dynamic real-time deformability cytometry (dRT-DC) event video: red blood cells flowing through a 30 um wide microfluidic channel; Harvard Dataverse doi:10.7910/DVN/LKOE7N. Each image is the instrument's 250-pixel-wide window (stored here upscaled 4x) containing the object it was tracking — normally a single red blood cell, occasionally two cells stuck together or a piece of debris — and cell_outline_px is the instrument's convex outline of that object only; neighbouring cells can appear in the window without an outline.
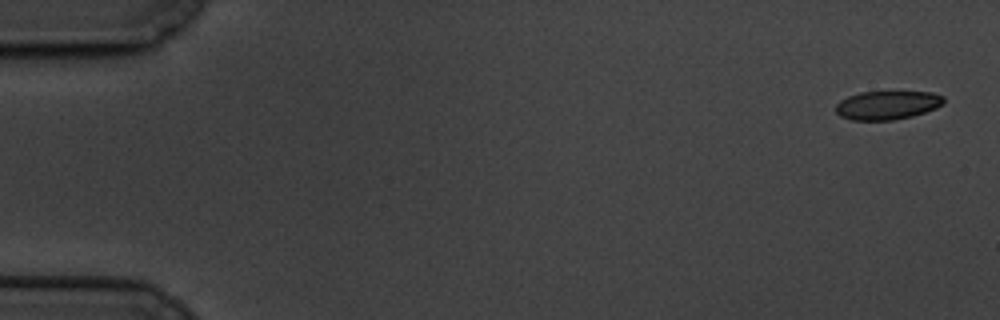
{"species": "common noctule bat (a hibernating species)", "species_latin": "Nyctalus noctula", "temperature_condition": "cold", "stored_images_in_passage": 6, "camera_frame_rate_fps": 3000, "um_per_image_px": 0.085, "animal": {"sex": "male", "body_mass_g": 19.5, "forearm_length_mm": 54.6}, "frame": {"image": 1, "passage_image": 1, "time_ms": 0.0, "image_size_px": [1000, 320], "cell_outline_px": [[944, 104], [936, 108], [912, 116], [892, 120], [852, 120], [840, 116], [836, 112], [836, 104], [840, 100], [848, 96], [860, 92], [932, 92], [944, 96]], "centroid_in_image_um": [75.42, 8.93], "position_along_channel_um": 9.6, "area_um2": 18.03}}
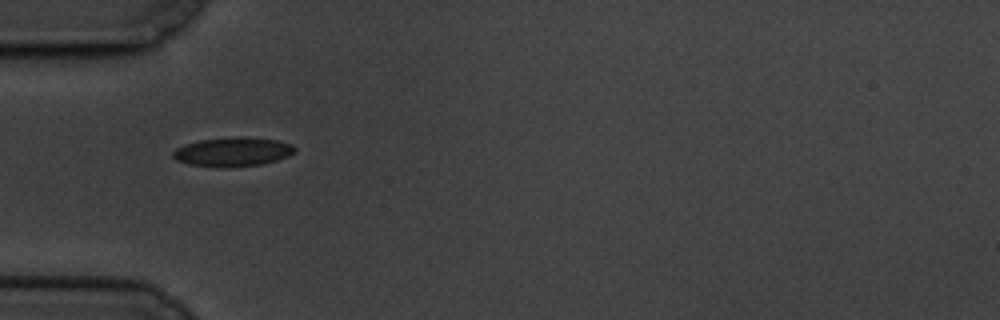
{"frame": {"image": 2, "passage_image": 5, "time_ms": 5.667, "image_size_px": [1000, 320], "cell_outline_px": [[296, 152], [288, 156], [276, 160], [260, 164], [228, 168], [224, 168], [188, 164], [176, 160], [172, 156], [172, 152], [176, 148], [184, 144], [200, 140], [236, 136], [244, 136], [276, 140], [292, 144], [296, 148]], "centroid_in_image_um": [19.78, 12.9], "position_along_channel_um": 65.2, "area_um2": 20.87}}
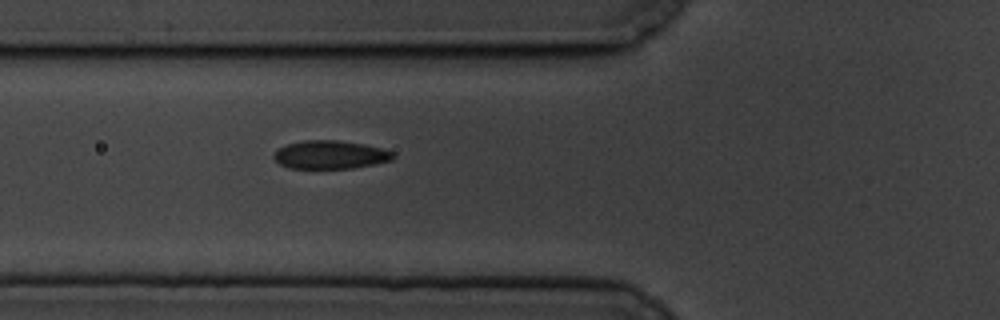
{"frame": {"image": 3, "passage_image": 6, "time_ms": 6.667, "image_size_px": [1000, 320], "cell_outline_px": [[396, 156], [392, 160], [376, 164], [352, 168], [288, 168], [280, 164], [272, 156], [280, 148], [288, 144], [304, 140], [340, 140], [364, 144], [384, 148], [392, 152]], "centroid_in_image_um": [28.12, 13.15], "position_along_channel_um": 97.7, "area_um2": 19.71}}